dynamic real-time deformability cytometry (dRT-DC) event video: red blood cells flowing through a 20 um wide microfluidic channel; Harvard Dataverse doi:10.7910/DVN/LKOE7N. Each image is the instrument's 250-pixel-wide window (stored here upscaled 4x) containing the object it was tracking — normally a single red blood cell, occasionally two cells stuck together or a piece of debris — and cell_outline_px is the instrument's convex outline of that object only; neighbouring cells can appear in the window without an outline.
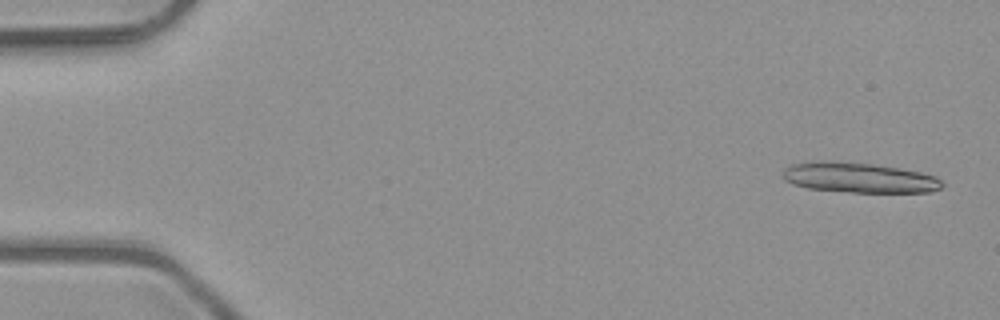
{"species": "common noctule bat (a hibernating species)", "species_latin": "Nyctalus noctula", "temperature_condition": "room temperature", "stored_images_in_passage": 4, "camera_frame_rate_fps": 3000, "um_per_image_px": 0.085, "animal": {"sex": "male", "body_mass_g": 23.1, "forearm_length_mm": 52.7}, "frame": {"image": 1, "passage_image": 1, "time_ms": 0.0, "image_size_px": [1000, 320], "cell_outline_px": [[944, 184], [940, 188], [932, 192], [852, 192], [808, 188], [792, 184], [784, 180], [784, 168], [792, 164], [808, 160], [832, 160], [872, 164], [900, 168], [920, 172], [936, 176]], "centroid_in_image_um": [72.99, 15.08], "position_along_channel_um": 12.0, "area_um2": 28.21}}